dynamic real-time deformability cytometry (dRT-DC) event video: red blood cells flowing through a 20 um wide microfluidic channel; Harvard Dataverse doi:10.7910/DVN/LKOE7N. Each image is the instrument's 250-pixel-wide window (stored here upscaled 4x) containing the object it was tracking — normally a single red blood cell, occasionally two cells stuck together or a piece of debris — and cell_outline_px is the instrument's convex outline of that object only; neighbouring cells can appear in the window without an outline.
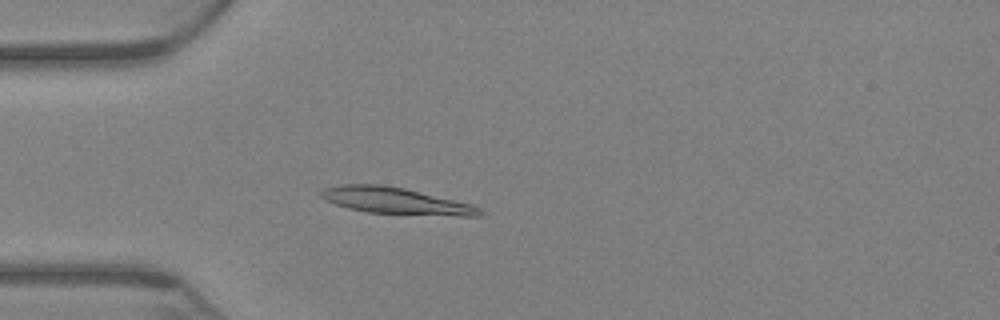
{"species": "Egyptian fruit bat (a non-hibernating species)", "species_latin": "Rousettus aegyptiacus", "temperature_condition": "warm", "stored_images_in_passage": 70, "camera_frame_rate_fps": 3000, "um_per_image_px": 0.085, "animal": {"sex": "female"}, "frame": {"image": 1, "passage_image": 20, "time_ms": 6.333, "image_size_px": [1000, 320], "cell_outline_px": [[484, 216], [460, 216], [368, 212], [348, 208], [324, 200], [320, 196], [320, 192], [324, 188], [340, 184], [384, 184], [404, 188], [472, 204], [480, 208], [484, 212]], "centroid_in_image_um": [33.64, 17.06], "position_along_channel_um": 51.4, "area_um2": 24.51}}
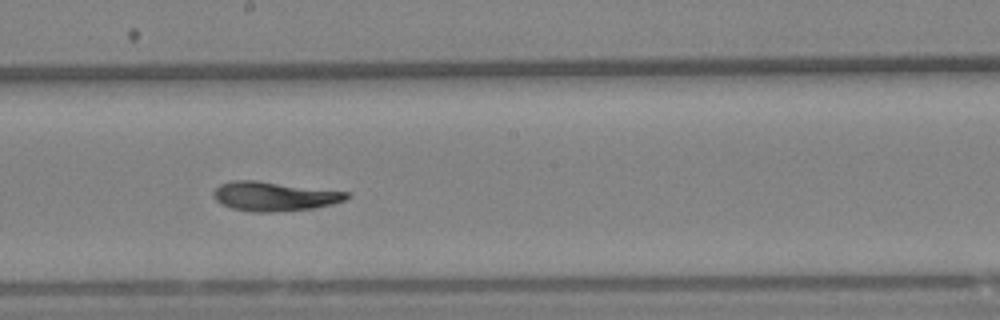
{"frame": {"image": 2, "passage_image": 39, "time_ms": 12.667, "image_size_px": [1000, 320], "cell_outline_px": [[352, 196], [344, 200], [332, 204], [312, 208], [268, 212], [252, 212], [232, 208], [216, 200], [212, 196], [212, 192], [220, 184], [232, 180], [256, 180], [352, 192]], "centroid_in_image_um": [23.33, 16.67], "position_along_channel_um": 224.9, "area_um2": 22.77}}
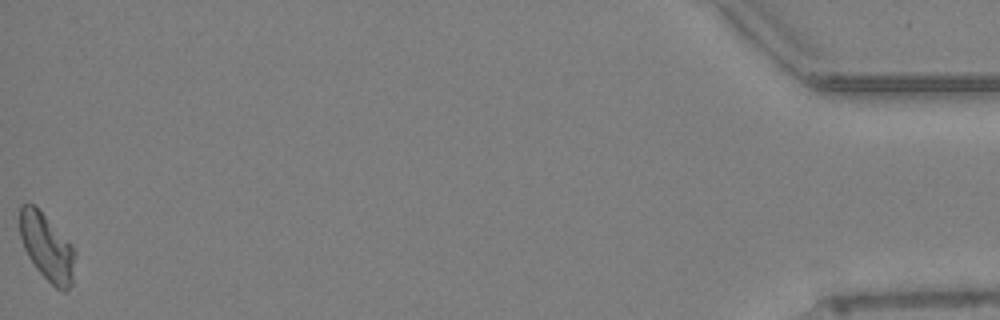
{"frame": {"image": 3, "passage_image": 70, "time_ms": 23.0, "image_size_px": [1000, 320], "cell_outline_px": [[76, 256], [72, 284], [64, 292], [60, 292], [36, 268], [28, 256], [24, 248], [20, 236], [20, 208], [24, 204], [32, 204], [72, 244], [76, 252]], "centroid_in_image_um": [4.02, 21.07], "position_along_channel_um": 431.2, "area_um2": 21.21}, "authors_computed_cell_mechanics": {"area_um2": 22.6287, "velocity_mm_per_s": 2.9334, "shape_relaxation_time_tau1_ms": 8.6266, "shape_relaxation_time_tau2_ms": 6.2581, "deformation_change_tau1": 0.2251, "deformation_change_tau2": 0.1031}}